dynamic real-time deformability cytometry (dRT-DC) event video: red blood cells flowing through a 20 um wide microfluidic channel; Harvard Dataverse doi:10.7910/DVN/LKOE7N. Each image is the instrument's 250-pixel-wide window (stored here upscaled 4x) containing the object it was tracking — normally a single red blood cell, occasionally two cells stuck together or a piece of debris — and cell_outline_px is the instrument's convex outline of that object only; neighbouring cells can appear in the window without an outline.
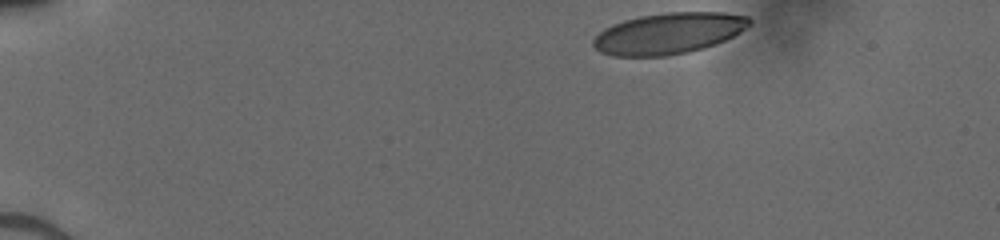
{"species": "human", "species_latin": "Homo sapiens", "temperature_condition": "cold", "stored_images_in_passage": 37, "camera_frame_rate_fps": 3000, "um_per_image_px": 0.085, "donor": {"sex": "male"}, "frame": {"image": 1, "passage_image": 1, "time_ms": 0.0, "image_size_px": [1000, 240], "cell_outline_px": [[752, 24], [740, 32], [724, 40], [688, 52], [664, 56], [612, 56], [600, 52], [592, 44], [592, 40], [604, 28], [612, 24], [624, 20], [640, 16], [668, 12], [724, 12], [748, 16], [752, 20]], "centroid_in_image_um": [56.82, 2.82], "position_along_channel_um": 28.2, "area_um2": 37.34}}
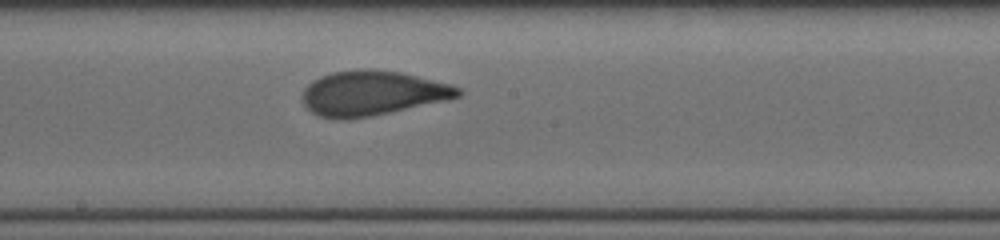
{"frame": {"image": 2, "passage_image": 22, "time_ms": 7.0, "image_size_px": [1000, 240], "cell_outline_px": [[460, 96], [444, 100], [388, 112], [348, 120], [344, 120], [316, 116], [304, 104], [304, 88], [312, 80], [320, 76], [332, 72], [400, 72], [448, 84], [460, 88]], "centroid_in_image_um": [31.58, 7.96], "position_along_channel_um": 216.6, "area_um2": 38.96}}
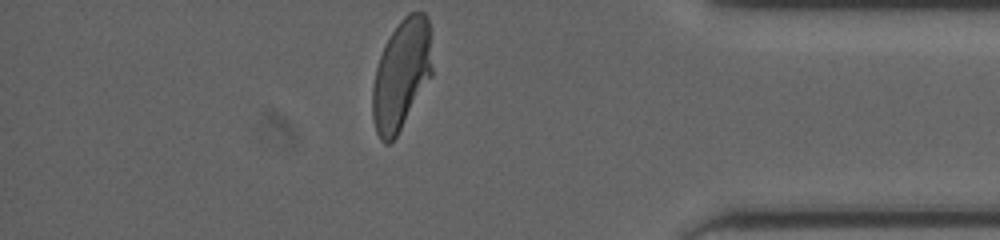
{"frame": {"image": 3, "passage_image": 37, "time_ms": 12.0, "image_size_px": [1000, 240], "cell_outline_px": [[432, 76], [396, 136], [388, 144], [384, 144], [380, 140], [376, 132], [372, 116], [372, 88], [376, 68], [384, 44], [400, 20], [408, 12], [424, 12], [428, 16], [432, 68]], "centroid_in_image_um": [34.1, 6.34], "position_along_channel_um": 401.1, "area_um2": 38.32}}